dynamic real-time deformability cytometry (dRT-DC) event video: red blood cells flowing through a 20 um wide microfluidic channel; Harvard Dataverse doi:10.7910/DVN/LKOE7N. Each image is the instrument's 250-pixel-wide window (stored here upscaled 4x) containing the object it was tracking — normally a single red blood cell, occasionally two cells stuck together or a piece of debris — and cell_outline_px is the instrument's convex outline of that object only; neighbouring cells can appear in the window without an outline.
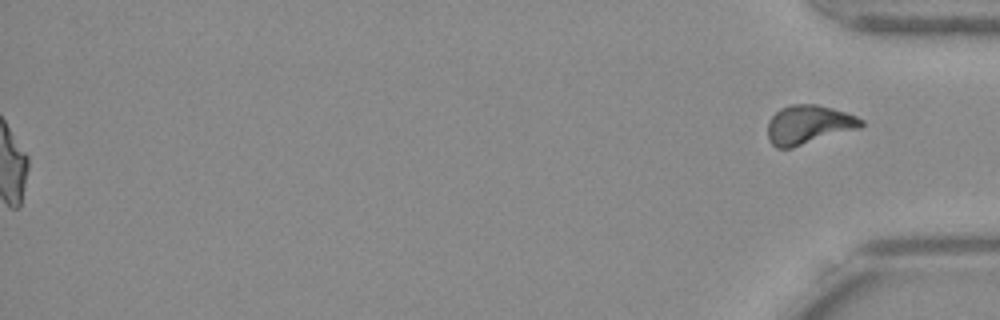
{"species": "Egyptian fruit bat (a non-hibernating species)", "species_latin": "Rousettus aegyptiacus", "temperature_condition": "warm", "stored_images_in_passage": 55, "segment_of_instrument_passage": [2, 2], "camera_frame_rate_fps": 3000, "um_per_image_px": 0.085, "frame": {"image": 1, "passage_image": 55, "time_ms": 18.0, "image_size_px": [1000, 320], "cell_outline_px": [[864, 124], [860, 128], [792, 148], [776, 148], [768, 140], [768, 120], [780, 108], [792, 104], [816, 104], [832, 108], [856, 116], [864, 120]], "centroid_in_image_um": [68.72, 10.6], "position_along_channel_um": 366.5, "area_um2": 21.27}}